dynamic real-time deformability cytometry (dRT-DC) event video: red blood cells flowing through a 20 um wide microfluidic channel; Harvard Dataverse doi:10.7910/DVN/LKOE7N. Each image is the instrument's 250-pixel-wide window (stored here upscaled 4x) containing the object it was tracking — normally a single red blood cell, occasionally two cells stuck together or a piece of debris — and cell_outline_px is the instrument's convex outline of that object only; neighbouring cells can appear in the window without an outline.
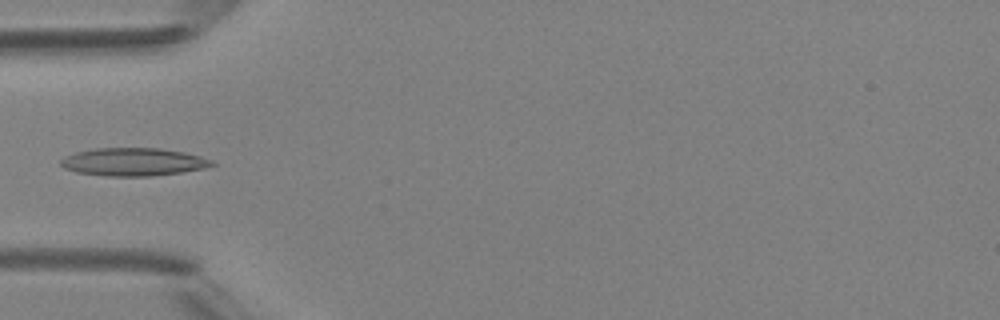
{"species": "Egyptian fruit bat (a non-hibernating species)", "species_latin": "Rousettus aegyptiacus", "temperature_condition": "room temperature", "stored_images_in_passage": 2, "camera_frame_rate_fps": 3000, "um_per_image_px": 0.085, "animal": {"sex": "female"}, "frame": {"image": 1, "passage_image": 1, "time_ms": 0.0, "image_size_px": [1000, 320], "cell_outline_px": [[216, 164], [204, 168], [180, 172], [148, 176], [108, 176], [76, 172], [64, 168], [60, 164], [60, 160], [64, 156], [76, 152], [96, 148], [160, 148], [184, 152], [200, 156], [212, 160]], "centroid_in_image_um": [11.31, 13.75], "position_along_channel_um": 73.7, "area_um2": 24.51}}
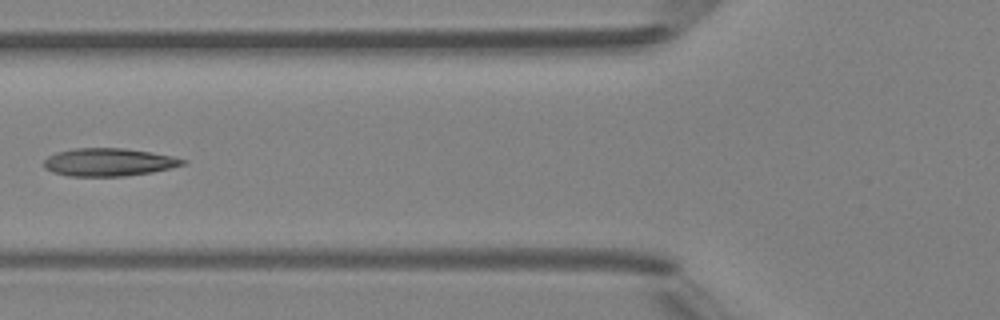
{"frame": {"image": 2, "passage_image": 2, "time_ms": 1.0, "image_size_px": [1000, 320], "cell_outline_px": [[188, 164], [152, 172], [124, 176], [68, 176], [52, 172], [44, 168], [44, 160], [48, 156], [56, 152], [76, 148], [124, 148], [152, 152], [172, 156], [188, 160]], "centroid_in_image_um": [9.26, 13.78], "position_along_channel_um": 116.5, "area_um2": 22.72}}